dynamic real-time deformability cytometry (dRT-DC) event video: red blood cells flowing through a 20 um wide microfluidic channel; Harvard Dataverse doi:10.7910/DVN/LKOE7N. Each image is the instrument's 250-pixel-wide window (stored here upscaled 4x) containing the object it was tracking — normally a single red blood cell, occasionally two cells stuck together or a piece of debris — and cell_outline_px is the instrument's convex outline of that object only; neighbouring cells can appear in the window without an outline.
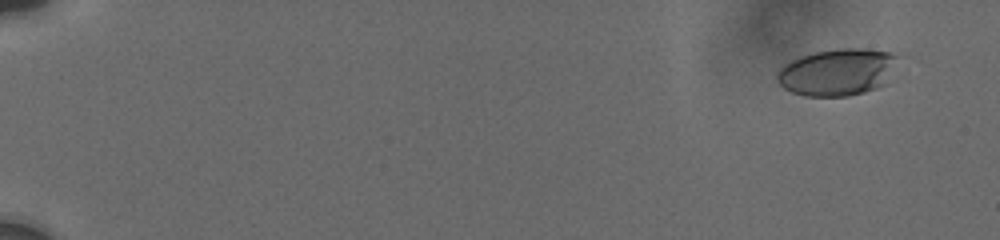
{"species": "human", "species_latin": "Homo sapiens", "temperature_condition": "cold", "stored_images_in_passage": 33, "camera_frame_rate_fps": 3000, "um_per_image_px": 0.085, "donor": {"sex": "male"}, "frame": {"image": 1, "passage_image": 2, "time_ms": 1.0, "image_size_px": [1000, 240], "cell_outline_px": [[900, 56], [884, 84], [876, 88], [864, 92], [848, 96], [808, 96], [792, 92], [784, 88], [776, 80], [776, 72], [784, 64], [800, 56], [816, 52], [836, 48], [864, 48], [892, 52]], "centroid_in_image_um": [71.16, 6.11], "position_along_channel_um": 13.8, "area_um2": 33.12}}
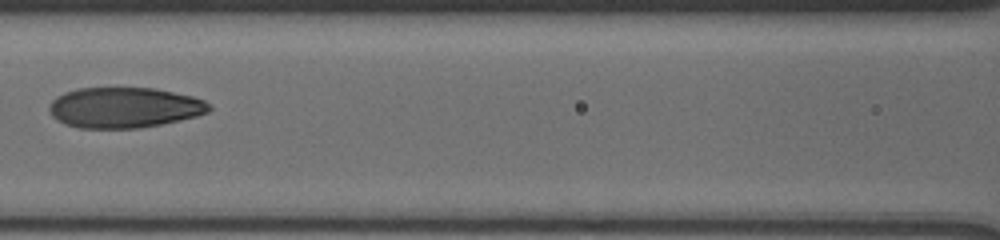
{"frame": {"image": 2, "passage_image": 20, "time_ms": 9.667, "image_size_px": [1000, 240], "cell_outline_px": [[212, 108], [208, 112], [196, 116], [180, 120], [140, 128], [80, 128], [64, 124], [56, 120], [52, 116], [48, 108], [52, 100], [56, 96], [64, 92], [80, 88], [152, 88], [192, 96], [204, 100]], "centroid_in_image_um": [10.53, 9.15], "position_along_channel_um": 156.1, "area_um2": 37.74}}
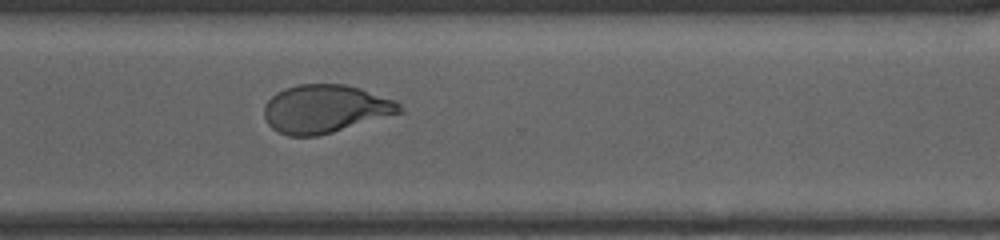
{"frame": {"image": 3, "passage_image": 33, "time_ms": 14.667, "image_size_px": [1000, 240], "cell_outline_px": [[404, 112], [332, 132], [316, 136], [288, 136], [272, 128], [268, 124], [264, 116], [264, 104], [276, 92], [284, 88], [296, 84], [344, 84], [360, 88], [396, 100], [404, 108]], "centroid_in_image_um": [27.65, 9.24], "position_along_channel_um": 342.9, "area_um2": 38.15}}